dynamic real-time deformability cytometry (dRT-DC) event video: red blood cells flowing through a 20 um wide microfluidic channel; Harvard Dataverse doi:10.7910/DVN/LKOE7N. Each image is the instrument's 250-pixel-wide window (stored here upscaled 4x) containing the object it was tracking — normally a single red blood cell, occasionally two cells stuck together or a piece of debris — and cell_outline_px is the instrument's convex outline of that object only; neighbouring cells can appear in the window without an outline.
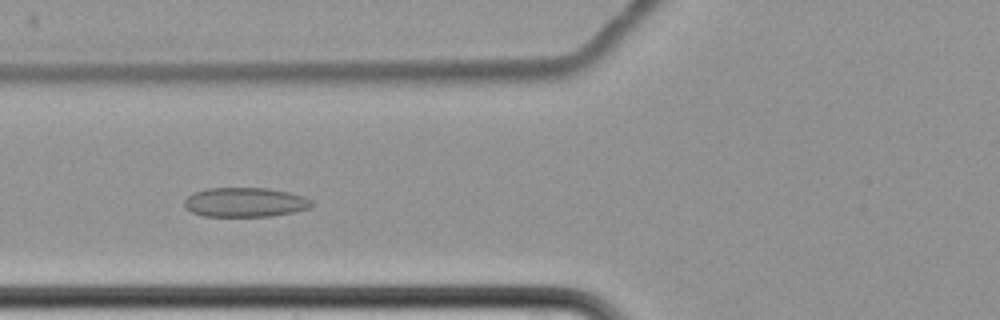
{"species": "common noctule bat (a hibernating species)", "species_latin": "Nyctalus noctula", "temperature_condition": "cold", "stored_images_in_passage": 8, "camera_frame_rate_fps": 3000, "um_per_image_px": 0.085, "animal": {"sex": "female", "body_mass_g": 22.7, "forearm_length_mm": 54.2}, "frame": {"image": 1, "passage_image": 7, "time_ms": 7.333, "image_size_px": [1000, 320], "cell_outline_px": [[312, 204], [308, 208], [292, 212], [272, 216], [204, 216], [192, 212], [184, 208], [184, 200], [192, 192], [208, 188], [268, 188], [288, 192], [304, 196], [312, 200]], "centroid_in_image_um": [20.79, 17.19], "position_along_channel_um": 105.0, "area_um2": 21.85}}
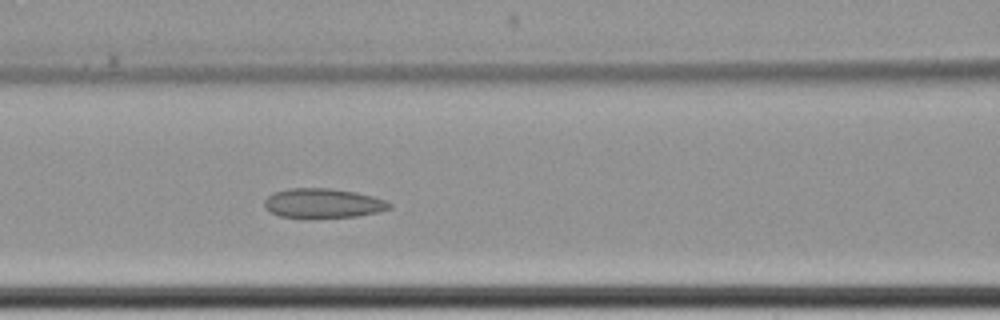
{"frame": {"image": 2, "passage_image": 8, "time_ms": 8.333, "image_size_px": [1000, 320], "cell_outline_px": [[392, 208], [376, 212], [356, 216], [280, 216], [264, 208], [264, 200], [272, 192], [288, 188], [328, 188], [356, 192], [372, 196], [384, 200], [392, 204]], "centroid_in_image_um": [27.43, 17.24], "position_along_channel_um": 139.2, "area_um2": 20.98}}